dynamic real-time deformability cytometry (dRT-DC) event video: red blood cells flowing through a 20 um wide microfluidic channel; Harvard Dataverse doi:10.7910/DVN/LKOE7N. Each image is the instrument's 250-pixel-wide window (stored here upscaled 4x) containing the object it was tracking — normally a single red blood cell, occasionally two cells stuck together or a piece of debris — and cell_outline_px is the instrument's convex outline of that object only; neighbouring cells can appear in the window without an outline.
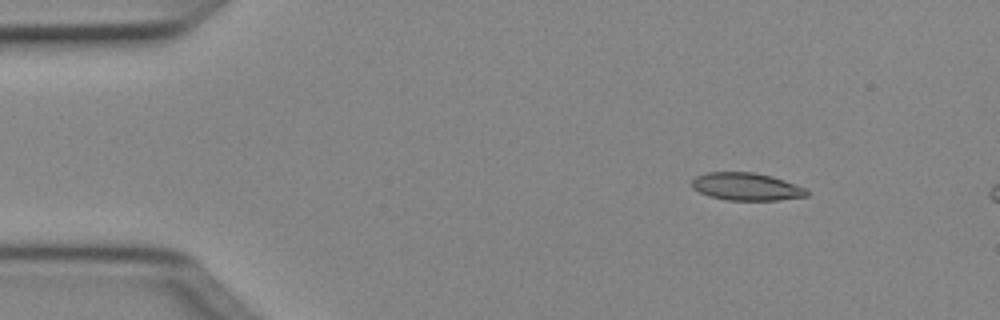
{"species": "Egyptian fruit bat (a non-hibernating species)", "species_latin": "Rousettus aegyptiacus", "temperature_condition": "cold", "stored_images_in_passage": 4, "camera_frame_rate_fps": 3000, "um_per_image_px": 0.085, "animal": {"sex": "female"}, "frame": {"image": 1, "passage_image": 2, "time_ms": 0.333, "image_size_px": [1000, 320], "cell_outline_px": [[808, 196], [776, 200], [728, 200], [708, 196], [692, 188], [692, 180], [696, 176], [704, 172], [756, 172], [772, 176], [808, 188]], "centroid_in_image_um": [63.45, 15.85], "position_along_channel_um": 21.5, "area_um2": 18.67}}